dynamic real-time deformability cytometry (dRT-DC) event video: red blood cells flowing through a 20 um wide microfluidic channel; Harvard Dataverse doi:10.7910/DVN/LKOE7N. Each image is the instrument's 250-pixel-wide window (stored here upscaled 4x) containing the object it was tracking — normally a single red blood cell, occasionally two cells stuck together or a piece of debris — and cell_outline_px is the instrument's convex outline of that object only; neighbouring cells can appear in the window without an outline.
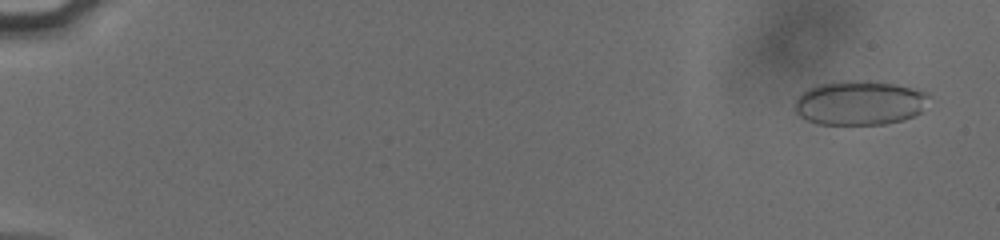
{"species": "human", "species_latin": "Homo sapiens", "temperature_condition": "cold", "stored_images_in_passage": 54, "camera_frame_rate_fps": 3000, "um_per_image_px": 0.085, "donor": {"sex": "male"}, "frame": {"image": 1, "passage_image": 3, "time_ms": 0.667, "image_size_px": [1000, 240], "cell_outline_px": [[932, 96], [920, 112], [904, 120], [884, 124], [816, 124], [800, 116], [792, 108], [792, 104], [796, 96], [808, 88], [820, 84], [868, 80], [896, 84], [920, 88], [928, 92]], "centroid_in_image_um": [73.09, 8.74], "position_along_channel_um": 11.9, "area_um2": 35.14}}
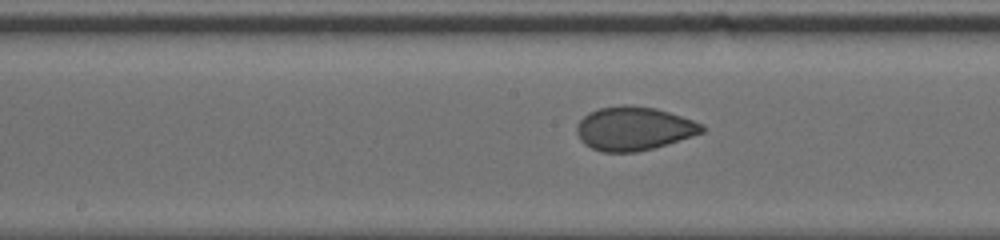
{"frame": {"image": 2, "passage_image": 31, "time_ms": 10.0, "image_size_px": [1000, 240], "cell_outline_px": [[704, 132], [652, 148], [636, 152], [604, 152], [592, 148], [584, 144], [580, 140], [576, 132], [576, 128], [580, 120], [588, 112], [600, 108], [624, 104], [656, 108], [692, 120], [700, 124], [704, 128]], "centroid_in_image_um": [53.82, 10.92], "position_along_channel_um": 194.4, "area_um2": 31.5}}
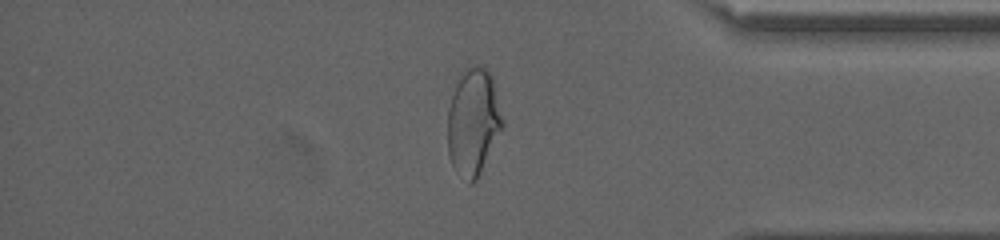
{"frame": {"image": 3, "passage_image": 48, "time_ms": 15.667, "image_size_px": [1000, 240], "cell_outline_px": [[504, 124], [476, 180], [472, 184], [468, 184], [456, 172], [452, 164], [448, 152], [448, 108], [456, 84], [464, 68], [472, 64], [476, 64], [484, 68], [492, 76], [504, 120]], "centroid_in_image_um": [40.22, 10.36], "position_along_channel_um": 395.0, "area_um2": 34.1}}